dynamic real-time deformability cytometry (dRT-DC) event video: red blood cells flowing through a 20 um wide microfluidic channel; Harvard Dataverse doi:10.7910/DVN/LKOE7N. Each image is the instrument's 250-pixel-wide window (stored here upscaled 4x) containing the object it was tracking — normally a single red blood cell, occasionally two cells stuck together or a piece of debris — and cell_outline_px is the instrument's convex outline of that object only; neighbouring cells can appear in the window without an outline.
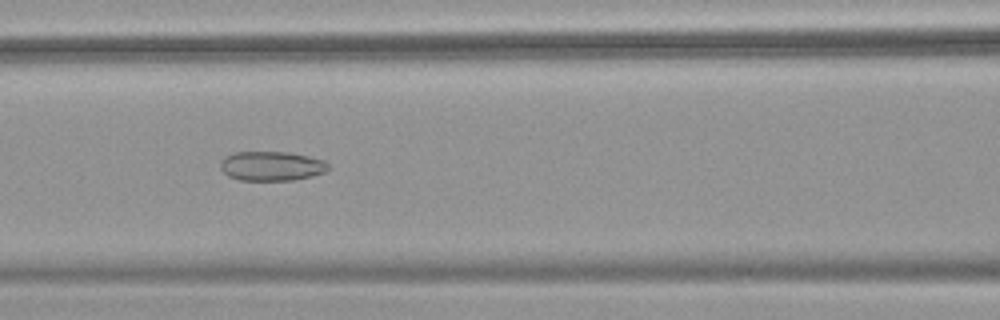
{"species": "common noctule bat (a hibernating species)", "species_latin": "Nyctalus noctula", "temperature_condition": "warm", "stored_images_in_passage": 51, "camera_frame_rate_fps": 3000, "um_per_image_px": 0.085, "animal": {"sex": "female", "body_mass_g": 18.4}, "frame": {"image": 1, "passage_image": 21, "time_ms": 6.667, "image_size_px": [1000, 320], "cell_outline_px": [[332, 168], [324, 172], [312, 176], [292, 180], [240, 180], [228, 176], [220, 168], [220, 160], [224, 156], [232, 152], [288, 152], [308, 156], [324, 160]], "centroid_in_image_um": [23.07, 14.1], "position_along_channel_um": 143.5, "area_um2": 18.67}}
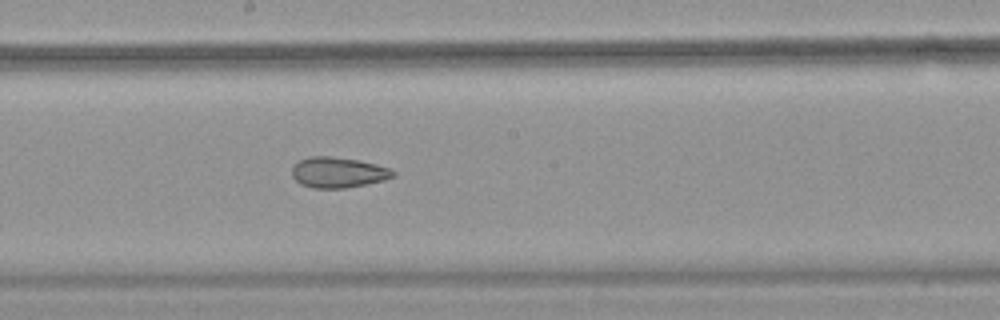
{"frame": {"image": 2, "passage_image": 27, "time_ms": 8.667, "image_size_px": [1000, 320], "cell_outline_px": [[396, 176], [384, 180], [344, 188], [312, 188], [300, 184], [292, 176], [292, 168], [300, 160], [308, 156], [332, 156], [360, 160], [392, 168], [396, 172]], "centroid_in_image_um": [28.77, 14.65], "position_along_channel_um": 219.4, "area_um2": 18.15}}
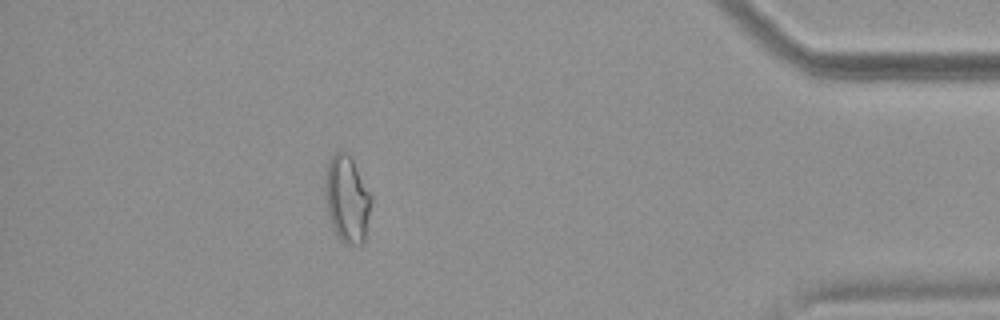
{"frame": {"image": 3, "passage_image": 45, "time_ms": 14.667, "image_size_px": [1000, 320], "cell_outline_px": [[372, 200], [364, 240], [360, 244], [344, 244], [340, 240], [332, 228], [328, 216], [324, 192], [324, 184], [328, 160], [336, 152], [344, 148], [348, 152], [372, 196]], "centroid_in_image_um": [29.47, 16.9], "position_along_channel_um": 405.7, "area_um2": 23.58}, "authors_computed_cell_mechanics": {"area_um2": 22.0796, "velocity_mm_per_s": 3.8187, "shape_relaxation_time_tau1_ms": null, "shape_relaxation_time_tau2_ms": 2.8659, "deformation_change_tau1": null, "deformation_change_tau2": 0.1076}}